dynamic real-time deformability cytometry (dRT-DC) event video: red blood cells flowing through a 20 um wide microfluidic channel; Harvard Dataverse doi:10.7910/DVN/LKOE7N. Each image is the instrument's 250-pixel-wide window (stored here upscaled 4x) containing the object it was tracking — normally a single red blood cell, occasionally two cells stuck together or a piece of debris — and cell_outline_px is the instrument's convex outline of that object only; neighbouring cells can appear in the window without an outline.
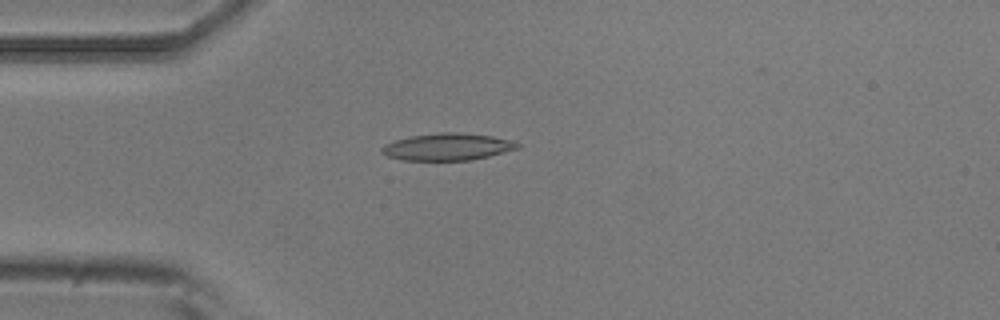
{"species": "common noctule bat (a hibernating species)", "species_latin": "Nyctalus noctula", "temperature_condition": "room temperature", "stored_images_in_passage": 35, "camera_frame_rate_fps": 3000, "um_per_image_px": 0.085, "animal": {"sex": "male", "body_mass_g": 20.5, "forearm_length_mm": 52.5}, "frame": {"image": 1, "passage_image": 1, "time_ms": 0.0, "image_size_px": [1000, 320], "cell_outline_px": [[520, 148], [472, 160], [400, 160], [388, 156], [380, 152], [380, 148], [384, 144], [396, 140], [412, 136], [436, 132], [460, 132], [492, 136], [512, 140], [520, 144]], "centroid_in_image_um": [38.03, 12.47], "position_along_channel_um": 47.0, "area_um2": 21.5}}
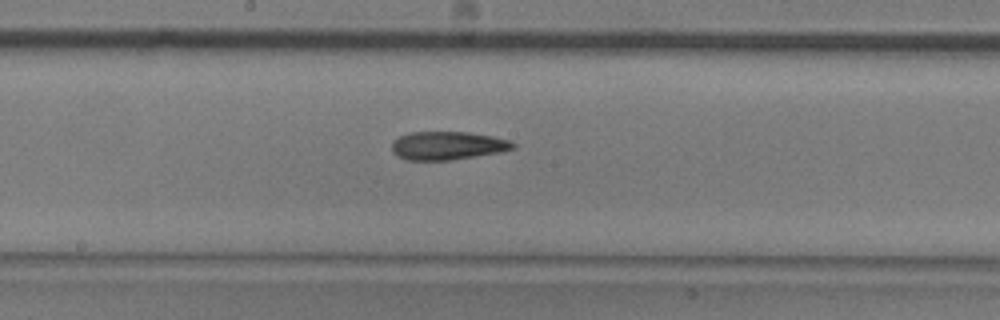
{"frame": {"image": 2, "passage_image": 15, "time_ms": 4.667, "image_size_px": [1000, 320], "cell_outline_px": [[516, 148], [500, 152], [452, 160], [404, 160], [396, 156], [392, 152], [392, 140], [408, 132], [468, 132], [492, 136], [508, 140], [516, 144]], "centroid_in_image_um": [38.01, 12.38], "position_along_channel_um": 210.2, "area_um2": 20.17}}
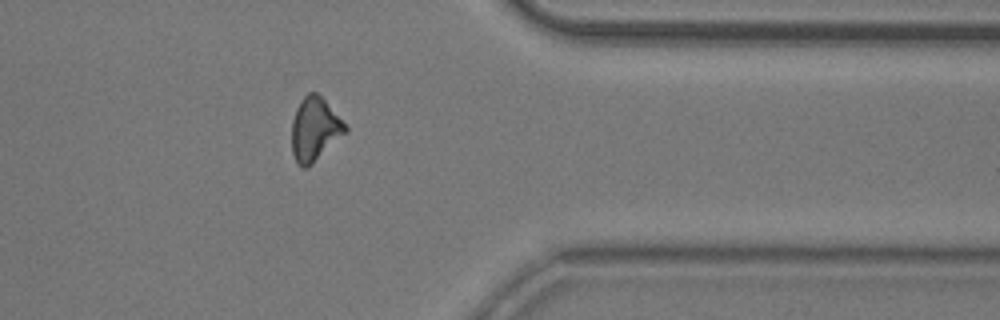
{"frame": {"image": 3, "passage_image": 30, "time_ms": 9.667, "image_size_px": [1000, 320], "cell_outline_px": [[348, 132], [312, 164], [304, 168], [300, 168], [296, 164], [292, 152], [292, 120], [296, 108], [300, 100], [308, 92], [316, 92], [324, 100], [348, 128]], "centroid_in_image_um": [26.73, 11.01], "position_along_channel_um": 384.7, "area_um2": 19.83}}